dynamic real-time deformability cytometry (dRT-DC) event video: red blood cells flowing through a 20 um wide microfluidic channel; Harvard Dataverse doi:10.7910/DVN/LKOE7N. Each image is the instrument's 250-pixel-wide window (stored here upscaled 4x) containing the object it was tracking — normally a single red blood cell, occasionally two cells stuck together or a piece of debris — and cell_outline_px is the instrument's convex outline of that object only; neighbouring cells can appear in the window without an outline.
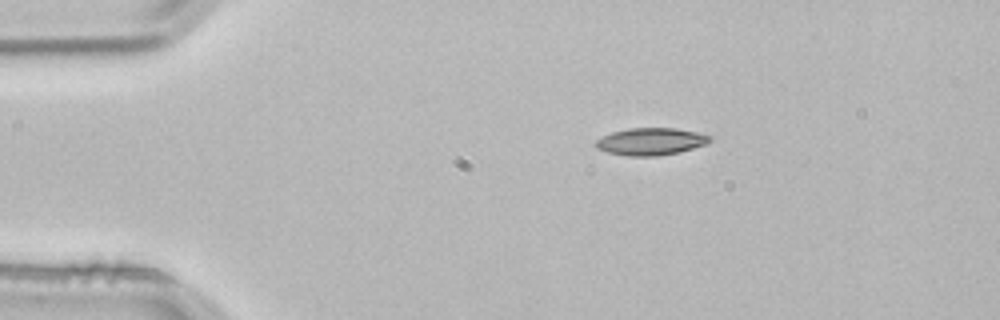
{"species": "common noctule bat (a hibernating species)", "species_latin": "Nyctalus noctula", "temperature_condition": "room temperature", "stored_images_in_passage": 2, "camera_frame_rate_fps": 3000, "um_per_image_px": 0.085, "animal": {"sex": "male", "body_mass_g": 21.5, "forearm_length_mm": 52.0}, "frame": {"image": 1, "passage_image": 1, "time_ms": 0.0, "image_size_px": [1000, 320], "cell_outline_px": [[712, 140], [704, 144], [680, 152], [656, 156], [628, 156], [608, 152], [596, 148], [596, 140], [612, 132], [628, 128], [676, 128], [696, 132], [712, 136]], "centroid_in_image_um": [55.32, 12.02], "position_along_channel_um": 29.7, "area_um2": 17.98}}